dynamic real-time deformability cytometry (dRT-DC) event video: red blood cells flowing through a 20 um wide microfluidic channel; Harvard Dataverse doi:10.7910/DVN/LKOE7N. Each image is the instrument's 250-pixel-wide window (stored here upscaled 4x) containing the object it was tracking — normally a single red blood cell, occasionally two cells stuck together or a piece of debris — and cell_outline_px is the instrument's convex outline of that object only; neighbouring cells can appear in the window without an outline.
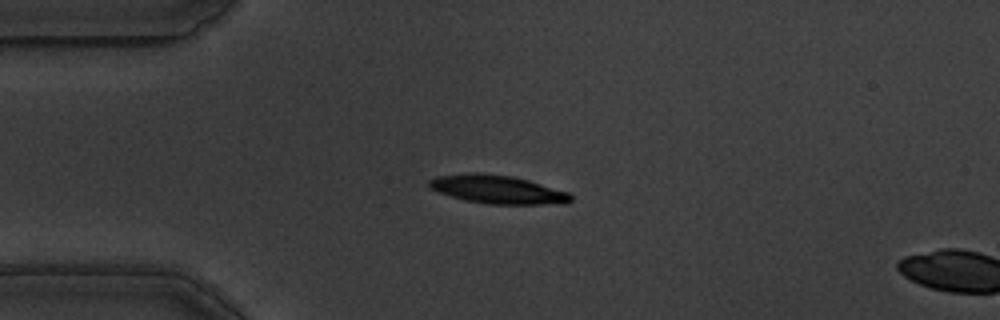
{"species": "common noctule bat (a hibernating species)", "species_latin": "Nyctalus noctula", "temperature_condition": "warm", "stored_images_in_passage": 44, "camera_frame_rate_fps": 3000, "um_per_image_px": 0.085, "animal": {"sex": "male", "body_mass_g": 19.5, "forearm_length_mm": 54.6}, "frame": {"image": 1, "passage_image": 1, "time_ms": 0.0, "image_size_px": [1000, 320], "cell_outline_px": [[572, 200], [568, 204], [488, 204], [464, 200], [428, 188], [428, 180], [436, 176], [468, 172], [476, 172], [512, 176], [528, 180], [568, 192], [572, 196]], "centroid_in_image_um": [42.28, 16.1], "position_along_channel_um": 42.7, "area_um2": 23.58}}
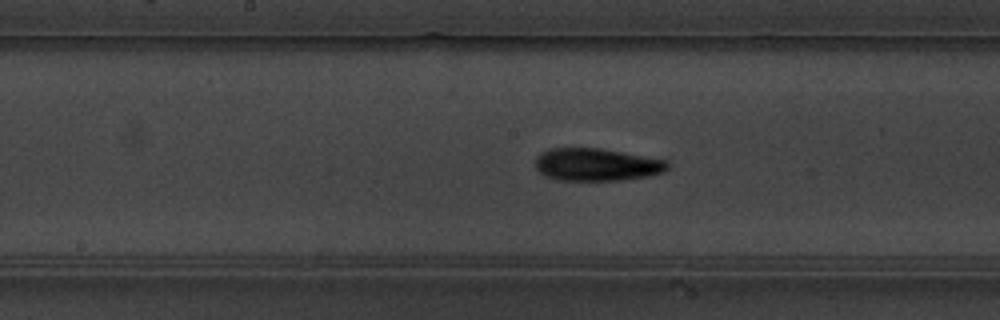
{"frame": {"image": 2, "passage_image": 16, "time_ms": 5.0, "image_size_px": [1000, 320], "cell_outline_px": [[668, 168], [664, 172], [648, 176], [620, 180], [556, 180], [544, 176], [536, 168], [536, 156], [540, 152], [548, 148], [600, 148], [668, 160]], "centroid_in_image_um": [50.69, 13.98], "position_along_channel_um": 197.5, "area_um2": 25.26}}
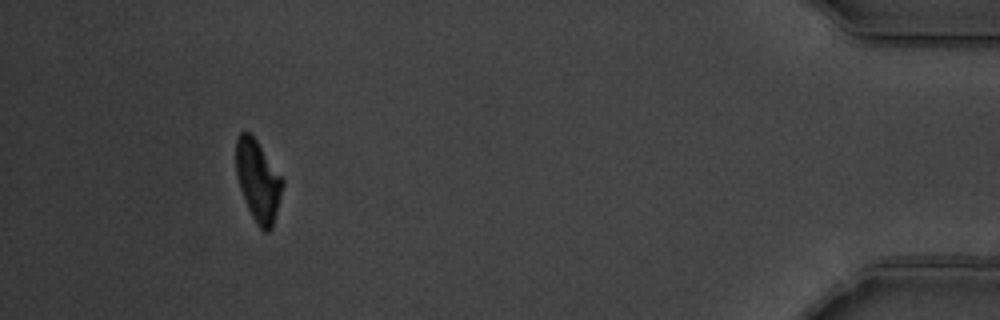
{"frame": {"image": 3, "passage_image": 40, "time_ms": 13.0, "image_size_px": [1000, 320], "cell_outline_px": [[284, 184], [272, 228], [268, 232], [264, 232], [256, 224], [248, 208], [240, 188], [236, 172], [236, 136], [240, 132], [248, 132], [256, 140], [284, 180]], "centroid_in_image_um": [21.93, 15.38], "position_along_channel_um": 413.3, "area_um2": 21.79}, "authors_computed_cell_mechanics": {"area_um2": 23.9003, "velocity_mm_per_s": 3.5021, "shape_relaxation_time_tau1_ms": 4.4096, "shape_relaxation_time_tau2_ms": 4.8129, "deformation_change_tau1": 0.1642, "deformation_change_tau2": 0.1227}}